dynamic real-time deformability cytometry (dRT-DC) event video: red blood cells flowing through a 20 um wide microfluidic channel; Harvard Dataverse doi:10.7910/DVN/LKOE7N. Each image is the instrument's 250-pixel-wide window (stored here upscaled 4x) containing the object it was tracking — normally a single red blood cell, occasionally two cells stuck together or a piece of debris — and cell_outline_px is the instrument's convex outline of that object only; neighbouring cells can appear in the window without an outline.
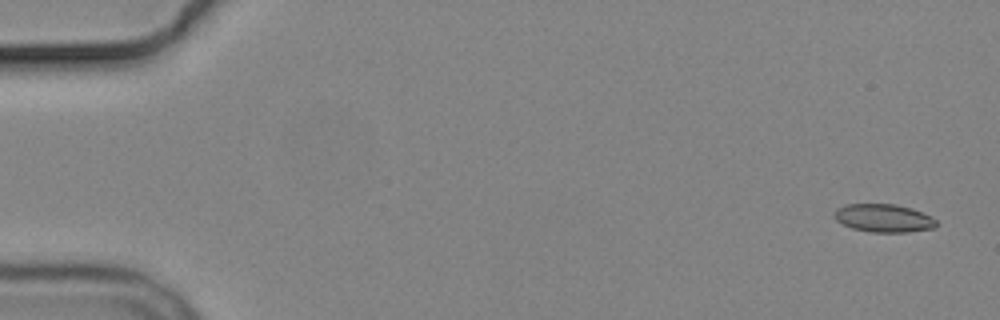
{"species": "common noctule bat (a hibernating species)", "species_latin": "Nyctalus noctula", "temperature_condition": "cold", "stored_images_in_passage": 6, "camera_frame_rate_fps": 3000, "um_per_image_px": 0.085, "animal": {"sex": "male", "body_mass_g": 19.2, "forearm_length_mm": 51.8}, "frame": {"image": 1, "passage_image": 1, "time_ms": 0.0, "image_size_px": [1000, 320], "cell_outline_px": [[936, 228], [908, 232], [872, 232], [852, 228], [836, 220], [836, 208], [844, 204], [896, 204], [912, 208], [932, 216], [936, 220]], "centroid_in_image_um": [75.15, 18.53], "position_along_channel_um": 9.8, "area_um2": 16.7}}
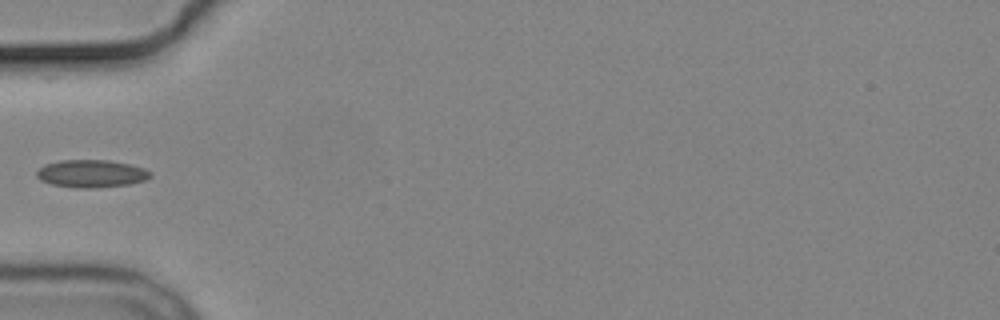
{"frame": {"image": 2, "passage_image": 5, "time_ms": 5.667, "image_size_px": [1000, 320], "cell_outline_px": [[152, 176], [144, 180], [128, 184], [96, 188], [76, 188], [52, 184], [40, 180], [36, 176], [36, 172], [44, 164], [60, 160], [108, 160], [128, 164], [144, 168], [152, 172]], "centroid_in_image_um": [7.75, 14.76], "position_along_channel_um": 77.3, "area_um2": 18.32}}
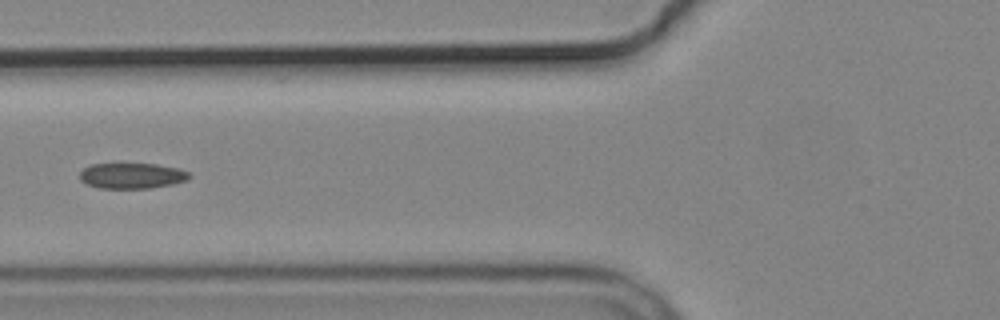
{"frame": {"image": 3, "passage_image": 6, "time_ms": 6.667, "image_size_px": [1000, 320], "cell_outline_px": [[192, 176], [188, 180], [172, 184], [148, 188], [100, 188], [88, 184], [80, 180], [80, 172], [84, 168], [92, 164], [156, 164], [180, 168], [188, 172]], "centroid_in_image_um": [11.24, 14.93], "position_along_channel_um": 114.6, "area_um2": 16.3}}